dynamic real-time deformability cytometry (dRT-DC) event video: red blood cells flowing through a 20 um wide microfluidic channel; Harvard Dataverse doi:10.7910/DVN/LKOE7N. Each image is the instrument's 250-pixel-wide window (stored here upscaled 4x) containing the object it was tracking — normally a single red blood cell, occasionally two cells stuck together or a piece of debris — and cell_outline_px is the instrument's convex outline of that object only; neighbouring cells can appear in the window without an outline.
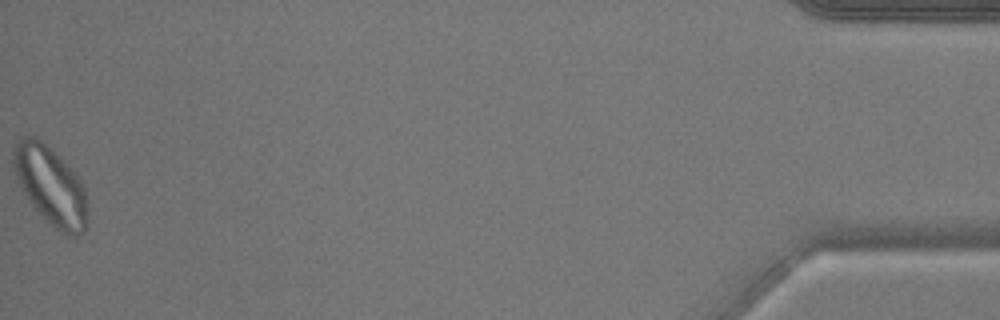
{"species": "common noctule bat (a hibernating species)", "species_latin": "Nyctalus noctula", "temperature_condition": "warm", "stored_images_in_passage": 51, "camera_frame_rate_fps": 3000, "um_per_image_px": 0.085, "animal": {"sex": "male", "body_mass_g": 17.9}, "frame": {"image": 1, "passage_image": 51, "time_ms": 16.667, "image_size_px": [1000, 320], "cell_outline_px": [[88, 224], [84, 232], [76, 236], [68, 236], [60, 232], [32, 204], [24, 192], [16, 176], [12, 160], [12, 148], [24, 136], [36, 136], [72, 168], [76, 172], [84, 188]], "centroid_in_image_um": [4.32, 15.77], "position_along_channel_um": 430.9, "area_um2": 33.41}}